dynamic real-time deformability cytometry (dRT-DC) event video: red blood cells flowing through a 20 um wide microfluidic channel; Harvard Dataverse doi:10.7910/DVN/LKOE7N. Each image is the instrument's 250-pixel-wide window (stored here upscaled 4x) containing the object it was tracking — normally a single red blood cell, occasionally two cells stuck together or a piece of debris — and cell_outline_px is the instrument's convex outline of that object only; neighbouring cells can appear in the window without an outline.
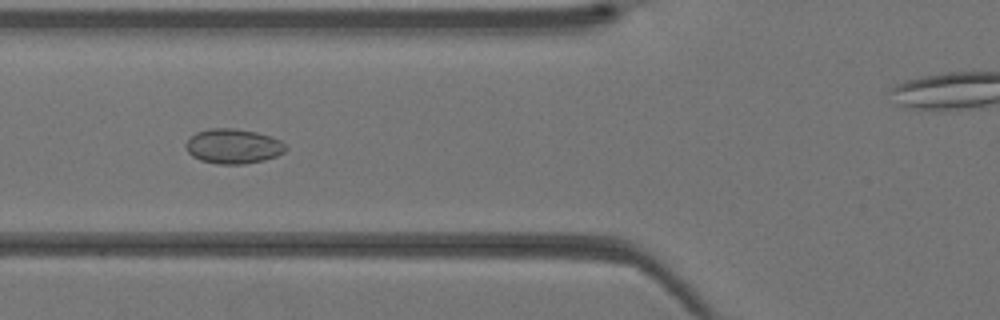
{"species": "Egyptian fruit bat (a non-hibernating species)", "species_latin": "Rousettus aegyptiacus", "temperature_condition": "warm", "stored_images_in_passage": 41, "camera_frame_rate_fps": 3000, "um_per_image_px": 0.085, "animal": {"sex": "female"}, "frame": {"image": 1, "passage_image": 15, "time_ms": 4.667, "image_size_px": [1000, 320], "cell_outline_px": [[288, 148], [284, 152], [276, 156], [264, 160], [244, 164], [216, 164], [200, 160], [192, 156], [188, 152], [184, 144], [196, 132], [208, 128], [232, 128], [256, 132], [272, 136], [280, 140]], "centroid_in_image_um": [19.82, 12.43], "position_along_channel_um": 106.0, "area_um2": 20.35}}
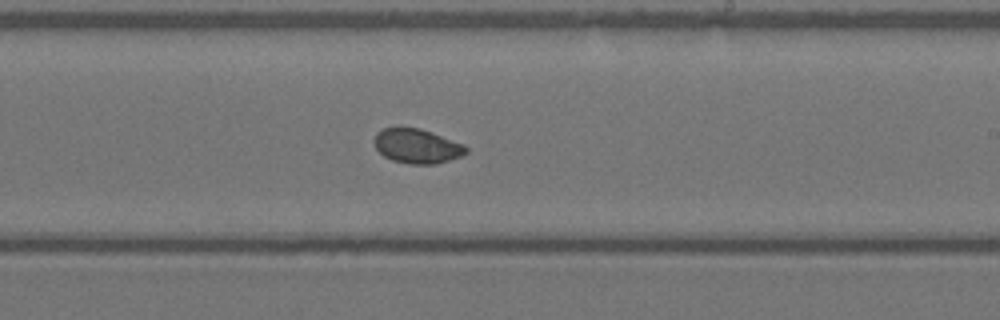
{"frame": {"image": 2, "passage_image": 24, "time_ms": 7.667, "image_size_px": [1000, 320], "cell_outline_px": [[468, 152], [460, 156], [436, 164], [408, 164], [392, 160], [384, 156], [376, 148], [372, 140], [376, 132], [384, 128], [420, 128], [432, 132], [464, 144], [468, 148]], "centroid_in_image_um": [35.43, 12.42], "position_along_channel_um": 253.6, "area_um2": 18.5}}
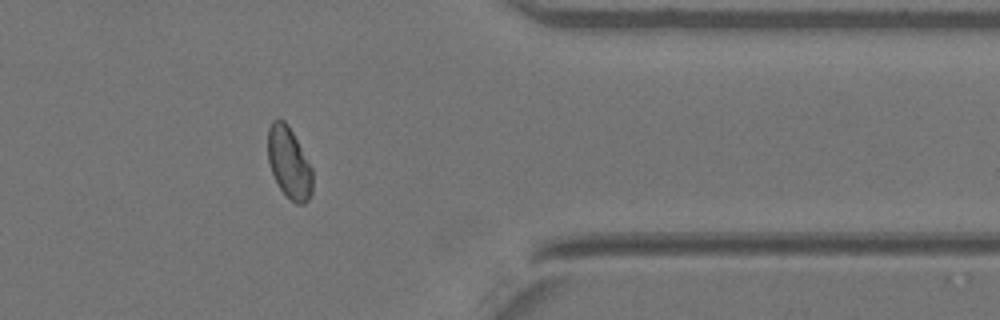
{"frame": {"image": 3, "passage_image": 33, "time_ms": 10.667, "image_size_px": [1000, 320], "cell_outline_px": [[312, 192], [308, 200], [304, 204], [296, 204], [280, 188], [272, 172], [268, 160], [268, 128], [272, 120], [284, 120], [288, 124], [312, 168]], "centroid_in_image_um": [24.57, 13.83], "position_along_channel_um": 386.8, "area_um2": 18.32}}